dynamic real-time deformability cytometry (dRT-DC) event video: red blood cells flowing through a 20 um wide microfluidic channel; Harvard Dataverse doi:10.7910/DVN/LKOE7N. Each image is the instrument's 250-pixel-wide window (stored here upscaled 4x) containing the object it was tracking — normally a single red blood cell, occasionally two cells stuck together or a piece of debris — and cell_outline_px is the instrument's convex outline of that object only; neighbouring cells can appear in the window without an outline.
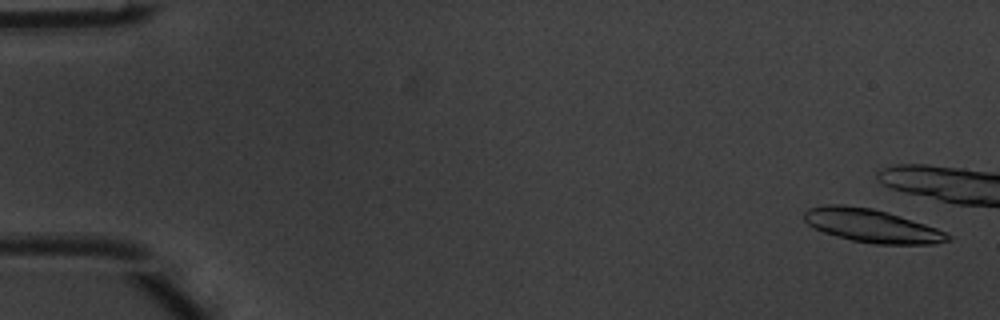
{"species": "common noctule bat (a hibernating species)", "species_latin": "Nyctalus noctula", "temperature_condition": "warm", "stored_images_in_passage": 9, "camera_frame_rate_fps": 3000, "um_per_image_px": 0.085, "animal": {"sex": "male", "body_mass_g": 20.1, "forearm_length_mm": 53.5}, "frame": {"image": 1, "passage_image": 2, "time_ms": 0.333, "image_size_px": [1000, 320], "cell_outline_px": [[952, 240], [936, 244], [876, 244], [852, 240], [836, 236], [824, 232], [808, 224], [804, 220], [804, 212], [808, 208], [828, 204], [844, 204], [872, 208], [888, 212], [936, 228], [952, 236]], "centroid_in_image_um": [74.1, 19.18], "position_along_channel_um": 10.9, "area_um2": 27.8}}